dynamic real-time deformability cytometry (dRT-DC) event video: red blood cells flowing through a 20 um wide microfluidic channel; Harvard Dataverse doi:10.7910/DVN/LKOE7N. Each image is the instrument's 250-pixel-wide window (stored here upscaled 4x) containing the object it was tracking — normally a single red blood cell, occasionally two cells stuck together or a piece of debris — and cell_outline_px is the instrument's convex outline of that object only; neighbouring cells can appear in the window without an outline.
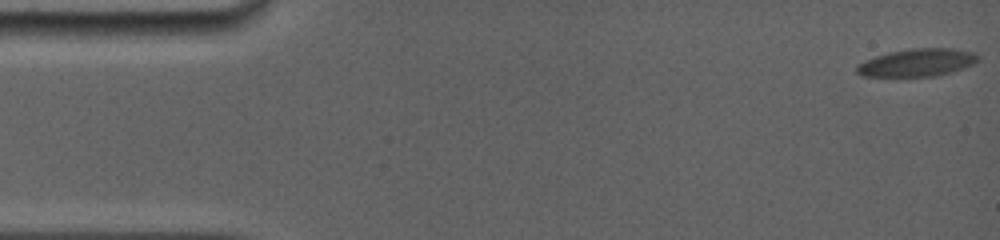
{"species": "common noctule bat (a hibernating species)", "species_latin": "Nyctalus noctula", "temperature_condition": "room temperature", "stored_images_in_passage": 89, "camera_frame_rate_fps": 5000, "um_per_image_px": 0.085, "animal": {"sex": "female", "body_mass_g": 19.0, "forearm_length_mm": 56.7}, "frame": {"image": 1, "passage_image": 1, "time_ms": 0.0, "image_size_px": [1000, 240], "cell_outline_px": [[980, 60], [964, 68], [932, 76], [864, 76], [856, 72], [856, 64], [876, 56], [888, 52], [912, 48], [952, 48], [976, 52]], "centroid_in_image_um": [77.97, 5.3], "position_along_channel_um": 7.0, "area_um2": 19.48}}
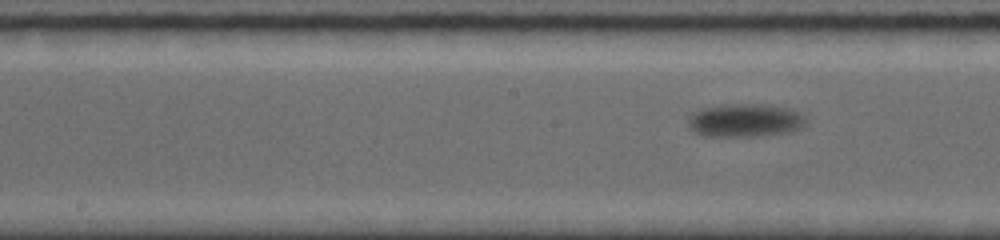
{"frame": {"image": 2, "passage_image": 58, "time_ms": 8.6, "image_size_px": [1000, 240], "cell_outline_px": [[804, 124], [800, 128], [788, 132], [760, 136], [704, 136], [692, 132], [688, 128], [688, 116], [692, 112], [704, 108], [720, 104], [752, 104], [792, 108], [804, 116]], "centroid_in_image_um": [63.25, 10.23], "position_along_channel_um": 184.9, "area_um2": 22.95}}
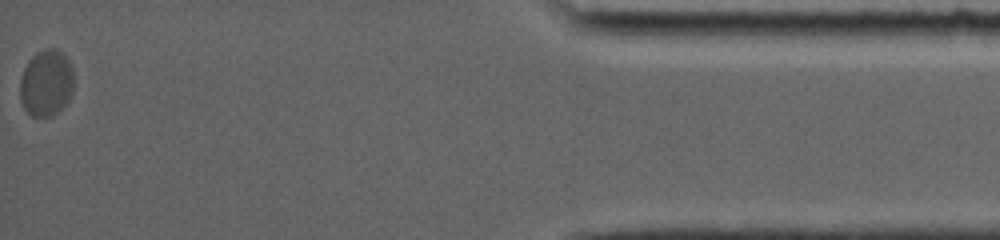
{"frame": {"image": 3, "passage_image": 89, "time_ms": 17.6, "image_size_px": [1000, 240], "cell_outline_px": [[72, 92], [68, 100], [52, 116], [32, 116], [24, 108], [20, 100], [20, 80], [24, 68], [28, 60], [36, 52], [44, 48], [56, 48], [68, 60], [72, 68]], "centroid_in_image_um": [3.9, 7.03], "position_along_channel_um": 431.3, "area_um2": 20.69}, "authors_computed_cell_mechanics": {"area_um2": 20.3456, "velocity_mm_per_s": 3.5667, "shape_relaxation_time_tau1_ms": 1.0627, "shape_relaxation_time_tau2_ms": null, "deformation_change_tau1": 0.0768, "deformation_change_tau2": null}}